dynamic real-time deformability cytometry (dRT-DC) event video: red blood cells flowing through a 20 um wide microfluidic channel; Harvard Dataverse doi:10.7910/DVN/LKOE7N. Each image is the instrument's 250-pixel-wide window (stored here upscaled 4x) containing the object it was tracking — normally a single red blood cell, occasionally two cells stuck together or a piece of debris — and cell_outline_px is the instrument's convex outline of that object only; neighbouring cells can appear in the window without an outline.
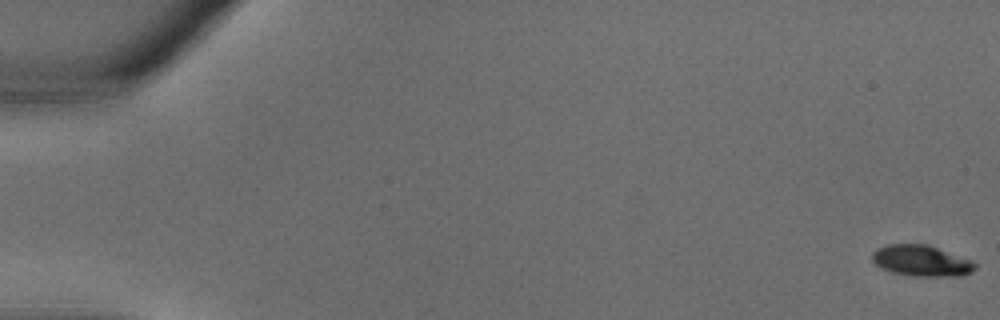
{"species": "common noctule bat (a hibernating species)", "species_latin": "Nyctalus noctula", "temperature_condition": "warm", "stored_images_in_passage": 35, "camera_frame_rate_fps": 3000, "um_per_image_px": 0.085, "animal": {"sex": "male", "body_mass_g": 18.8}, "frame": {"image": 1, "passage_image": 1, "time_ms": 0.0, "image_size_px": [1000, 320], "cell_outline_px": [[976, 268], [972, 272], [960, 276], [912, 276], [892, 272], [876, 264], [872, 260], [872, 252], [876, 248], [888, 244], [928, 244], [972, 260], [976, 264]], "centroid_in_image_um": [78.34, 22.16], "position_along_channel_um": 6.7, "area_um2": 18.67}}
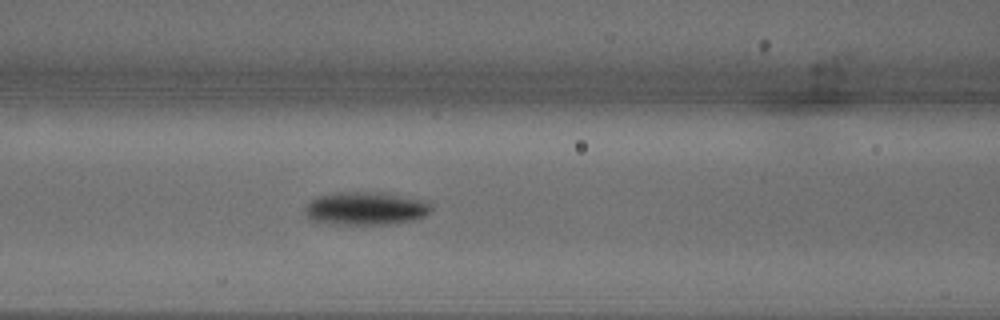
{"frame": {"image": 2, "passage_image": 16, "time_ms": 5.0, "image_size_px": [1000, 320], "cell_outline_px": [[432, 208], [424, 216], [412, 220], [388, 224], [324, 224], [308, 220], [304, 212], [304, 208], [316, 196], [336, 192], [396, 192], [428, 200]], "centroid_in_image_um": [31.09, 17.69], "position_along_channel_um": 135.5, "area_um2": 25.14}}
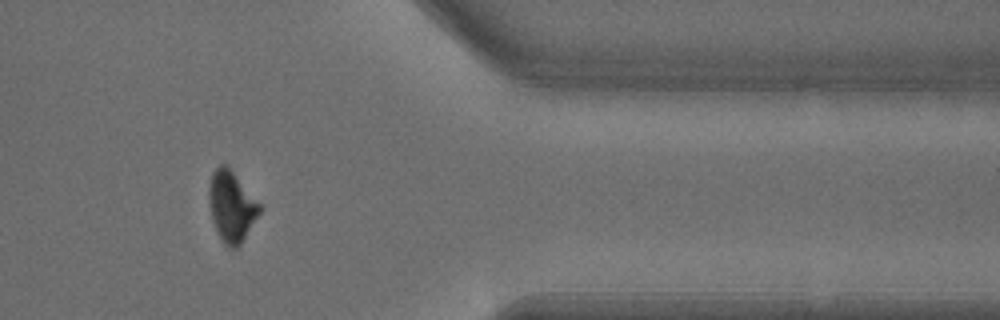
{"frame": {"image": 3, "passage_image": 30, "time_ms": 9.667, "image_size_px": [1000, 320], "cell_outline_px": [[260, 212], [240, 244], [236, 248], [228, 248], [224, 244], [216, 232], [212, 220], [208, 196], [208, 192], [212, 172], [220, 164], [228, 164], [260, 204]], "centroid_in_image_um": [19.65, 17.52], "position_along_channel_um": 391.7, "area_um2": 20.81}}